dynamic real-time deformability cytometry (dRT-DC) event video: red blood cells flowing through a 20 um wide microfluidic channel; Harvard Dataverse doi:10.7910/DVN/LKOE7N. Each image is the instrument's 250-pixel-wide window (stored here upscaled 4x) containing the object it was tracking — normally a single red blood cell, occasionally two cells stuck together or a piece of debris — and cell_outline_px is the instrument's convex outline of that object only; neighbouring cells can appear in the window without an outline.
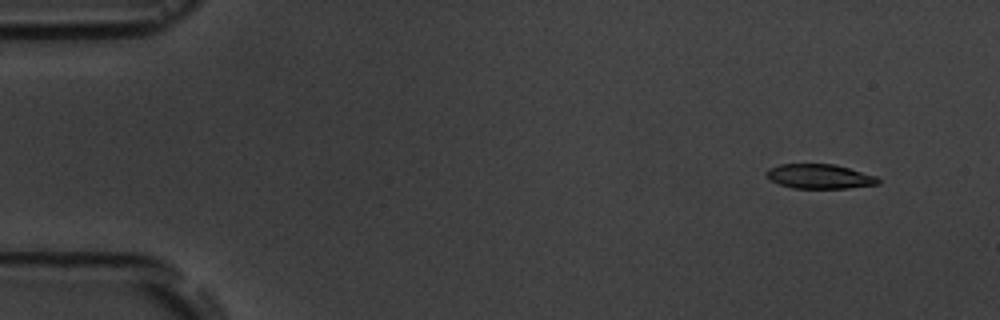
{"species": "common noctule bat (a hibernating species)", "species_latin": "Nyctalus noctula", "temperature_condition": "room temperature", "stored_images_in_passage": 12, "camera_frame_rate_fps": 3000, "um_per_image_px": 0.085, "animal": {"sex": "male", "body_mass_g": 19.5, "forearm_length_mm": 54.6}, "frame": {"image": 1, "passage_image": 2, "time_ms": 1.333, "image_size_px": [1000, 320], "cell_outline_px": [[880, 184], [848, 188], [792, 188], [780, 184], [772, 180], [764, 172], [768, 168], [780, 164], [836, 164], [876, 176], [880, 180]], "centroid_in_image_um": [69.68, 14.99], "position_along_channel_um": 15.3, "area_um2": 15.95}}
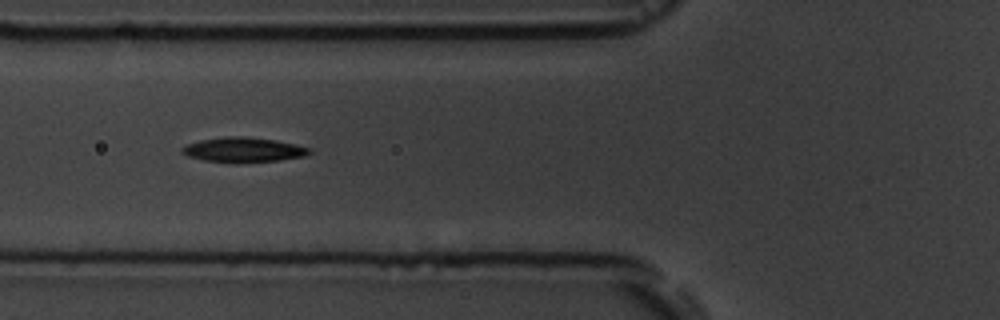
{"frame": {"image": 2, "passage_image": 7, "time_ms": 6.667, "image_size_px": [1000, 320], "cell_outline_px": [[312, 152], [304, 156], [280, 160], [236, 164], [232, 164], [204, 160], [188, 156], [180, 152], [180, 148], [188, 144], [200, 140], [228, 136], [244, 136], [276, 140], [296, 144], [312, 148]], "centroid_in_image_um": [20.7, 12.75], "position_along_channel_um": 105.1, "area_um2": 18.79}}
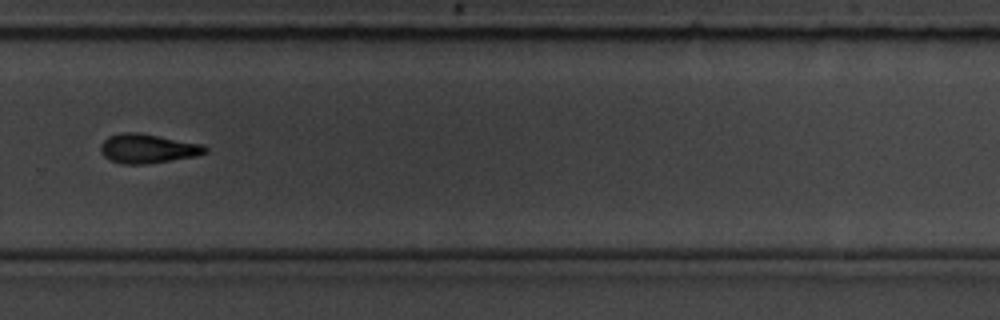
{"frame": {"image": 3, "passage_image": 12, "time_ms": 12.333, "image_size_px": [1000, 320], "cell_outline_px": [[208, 152], [196, 156], [144, 164], [120, 164], [104, 156], [100, 152], [100, 144], [108, 136], [120, 132], [136, 132], [160, 136], [200, 144], [208, 148]], "centroid_in_image_um": [12.51, 12.62], "position_along_channel_um": 317.3, "area_um2": 17.74}}